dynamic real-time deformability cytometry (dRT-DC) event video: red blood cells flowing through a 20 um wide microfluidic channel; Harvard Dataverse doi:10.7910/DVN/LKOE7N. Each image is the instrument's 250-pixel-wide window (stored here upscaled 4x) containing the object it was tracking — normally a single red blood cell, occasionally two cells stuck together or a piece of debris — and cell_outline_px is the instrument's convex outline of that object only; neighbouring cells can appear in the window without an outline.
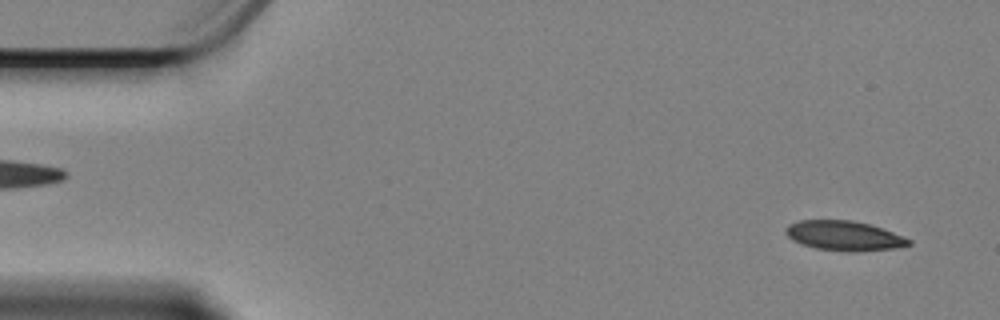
{"species": "Egyptian fruit bat (a non-hibernating species)", "species_latin": "Rousettus aegyptiacus", "temperature_condition": "cold", "stored_images_in_passage": 58, "camera_frame_rate_fps": 3000, "um_per_image_px": 0.085, "animal": {"sex": "female"}, "frame": {"image": 1, "passage_image": 3, "time_ms": 0.667, "image_size_px": [1000, 320], "cell_outline_px": [[912, 244], [892, 248], [856, 252], [848, 252], [816, 248], [800, 244], [792, 240], [784, 232], [784, 228], [788, 224], [800, 220], [852, 220], [868, 224], [892, 232], [912, 240]], "centroid_in_image_um": [71.69, 20.04], "position_along_channel_um": 13.3, "area_um2": 21.27}}
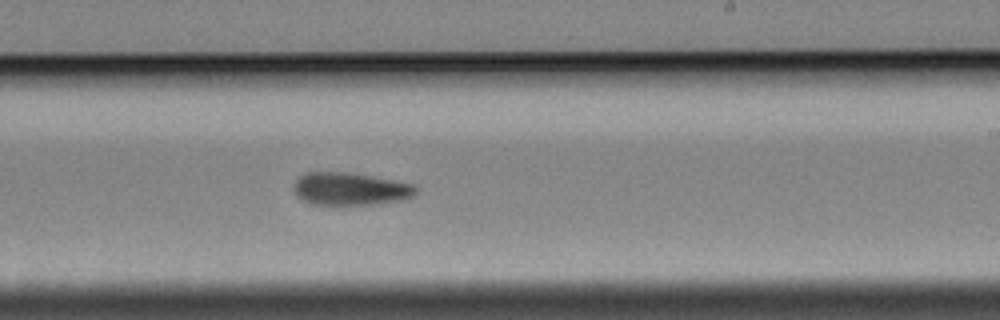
{"frame": {"image": 2, "passage_image": 34, "time_ms": 11.0, "image_size_px": [1000, 320], "cell_outline_px": [[416, 192], [412, 196], [404, 200], [368, 204], [308, 204], [296, 196], [292, 188], [292, 184], [300, 176], [308, 172], [348, 172], [416, 184]], "centroid_in_image_um": [29.73, 16.05], "position_along_channel_um": 259.3, "area_um2": 23.29}}
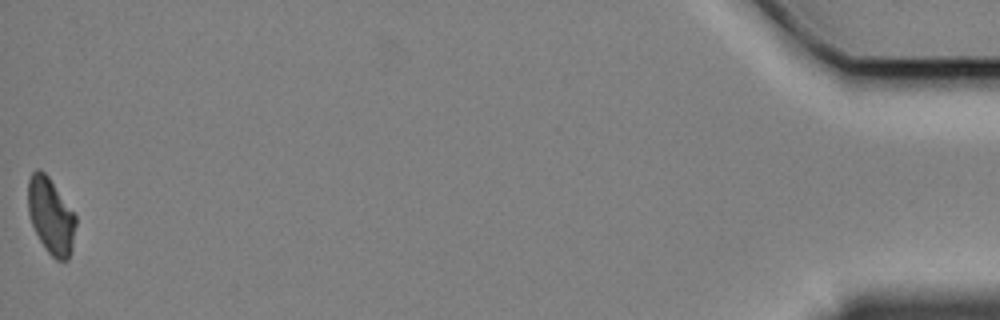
{"frame": {"image": 3, "passage_image": 58, "time_ms": 19.0, "image_size_px": [1000, 320], "cell_outline_px": [[76, 224], [72, 248], [68, 260], [56, 260], [48, 252], [40, 240], [32, 224], [28, 212], [28, 180], [32, 172], [36, 168], [40, 168], [48, 176], [76, 216]], "centroid_in_image_um": [4.32, 18.34], "position_along_channel_um": 430.9, "area_um2": 20.98}, "authors_computed_cell_mechanics": {"area_um2": 22.6865, "velocity_mm_per_s": 3.3669, "shape_relaxation_time_tau1_ms": 7.0976, "shape_relaxation_time_tau2_ms": 6.5077, "deformation_change_tau1": 0.1403, "deformation_change_tau2": 0.1205}}